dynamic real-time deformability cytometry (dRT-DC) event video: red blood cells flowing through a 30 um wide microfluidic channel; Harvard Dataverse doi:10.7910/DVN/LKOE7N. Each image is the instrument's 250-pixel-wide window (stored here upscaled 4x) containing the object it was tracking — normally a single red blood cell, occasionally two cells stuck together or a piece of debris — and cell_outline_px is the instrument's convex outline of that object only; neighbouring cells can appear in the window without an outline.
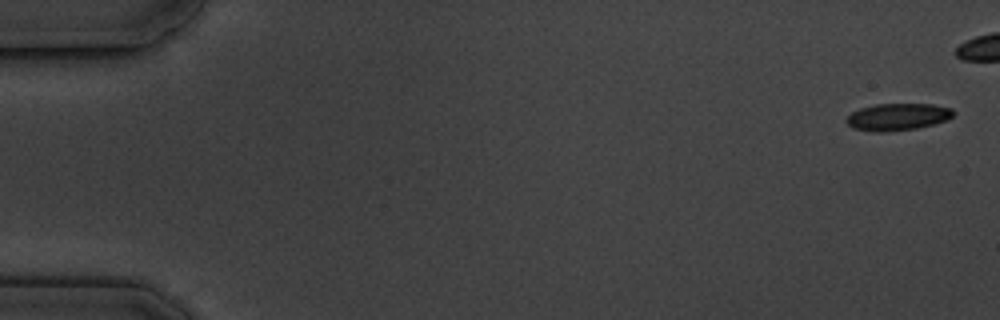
{"species": "common noctule bat (a hibernating species)", "species_latin": "Nyctalus noctula", "temperature_condition": "cold", "stored_images_in_passage": 7, "camera_frame_rate_fps": 3000, "um_per_image_px": 0.085, "animal": {"sex": "male", "body_mass_g": 19.5, "forearm_length_mm": 54.6}, "frame": {"image": 1, "passage_image": 1, "time_ms": 0.0, "image_size_px": [1000, 320], "cell_outline_px": [[956, 112], [948, 120], [916, 128], [884, 132], [876, 132], [852, 128], [844, 120], [852, 112], [860, 108], [876, 104], [932, 104], [952, 108]], "centroid_in_image_um": [76.3, 9.93], "position_along_channel_um": 8.7, "area_um2": 16.88}}